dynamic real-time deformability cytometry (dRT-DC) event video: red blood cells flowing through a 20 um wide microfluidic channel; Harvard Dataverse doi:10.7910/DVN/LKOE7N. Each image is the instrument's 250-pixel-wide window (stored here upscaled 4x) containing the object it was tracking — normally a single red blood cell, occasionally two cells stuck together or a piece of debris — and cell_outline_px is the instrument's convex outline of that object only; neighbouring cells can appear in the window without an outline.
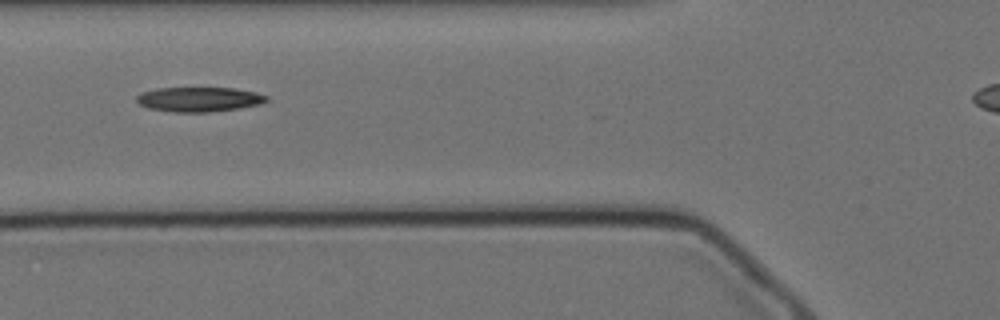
{"species": "Egyptian fruit bat (a non-hibernating species)", "species_latin": "Rousettus aegyptiacus", "temperature_condition": "cold", "stored_images_in_passage": 23, "camera_frame_rate_fps": 3000, "um_per_image_px": 0.085, "animal": {"sex": "female"}, "frame": {"image": 1, "passage_image": 7, "time_ms": 2.0, "image_size_px": [1000, 320], "cell_outline_px": [[268, 100], [260, 104], [240, 108], [208, 112], [172, 112], [148, 108], [140, 104], [136, 100], [136, 96], [140, 92], [156, 88], [232, 88], [256, 92], [268, 96]], "centroid_in_image_um": [16.9, 8.44], "position_along_channel_um": 108.9, "area_um2": 18.73}}
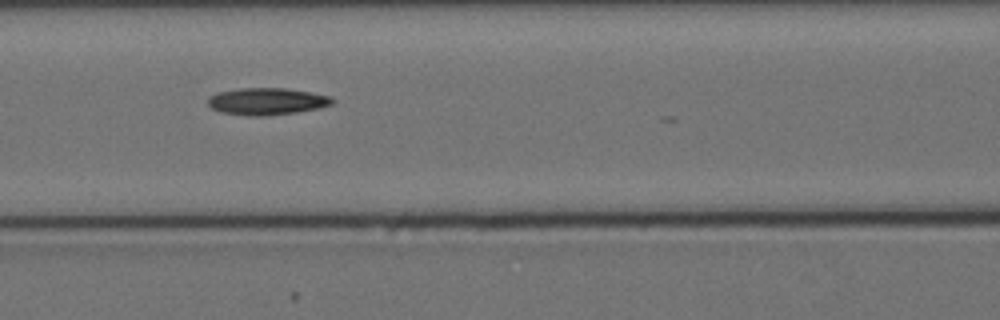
{"frame": {"image": 2, "passage_image": 10, "time_ms": 3.0, "image_size_px": [1000, 320], "cell_outline_px": [[336, 100], [332, 104], [320, 108], [296, 112], [260, 116], [248, 116], [220, 112], [212, 108], [208, 104], [208, 96], [216, 92], [240, 88], [284, 88], [312, 92], [332, 96]], "centroid_in_image_um": [22.69, 8.61], "position_along_channel_um": 143.9, "area_um2": 19.77}, "authors_computed_cell_mechanics": {"area_um2": 19.652, "velocity_mm_per_s": 3.5055, "shape_relaxation_time_tau1_ms": 3.9167, "shape_relaxation_time_tau2_ms": null, "deformation_change_tau1": 0.1173, "deformation_change_tau2": null}}